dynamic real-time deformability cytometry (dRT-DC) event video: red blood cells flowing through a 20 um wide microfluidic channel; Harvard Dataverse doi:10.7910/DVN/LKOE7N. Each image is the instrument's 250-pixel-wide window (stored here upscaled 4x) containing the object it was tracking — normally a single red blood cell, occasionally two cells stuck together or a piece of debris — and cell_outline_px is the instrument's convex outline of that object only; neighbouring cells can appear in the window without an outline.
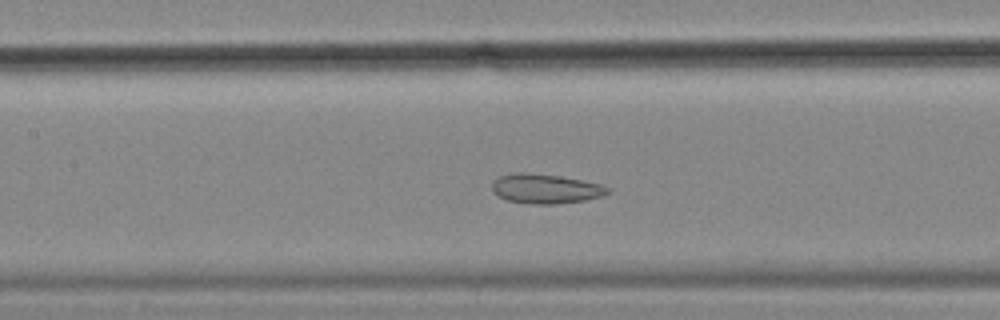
{"species": "common noctule bat (a hibernating species)", "species_latin": "Nyctalus noctula", "temperature_condition": "cold", "stored_images_in_passage": 52, "camera_frame_rate_fps": 3000, "um_per_image_px": 0.085, "animal": {"sex": "female", "body_mass_g": 18.4}, "frame": {"image": 1, "passage_image": 21, "time_ms": 6.667, "image_size_px": [1000, 320], "cell_outline_px": [[612, 192], [604, 196], [584, 200], [556, 204], [528, 204], [508, 200], [492, 192], [492, 180], [500, 176], [516, 172], [524, 172], [560, 176], [600, 184], [612, 188]], "centroid_in_image_um": [46.39, 16.04], "position_along_channel_um": 161.0, "area_um2": 20.06}}
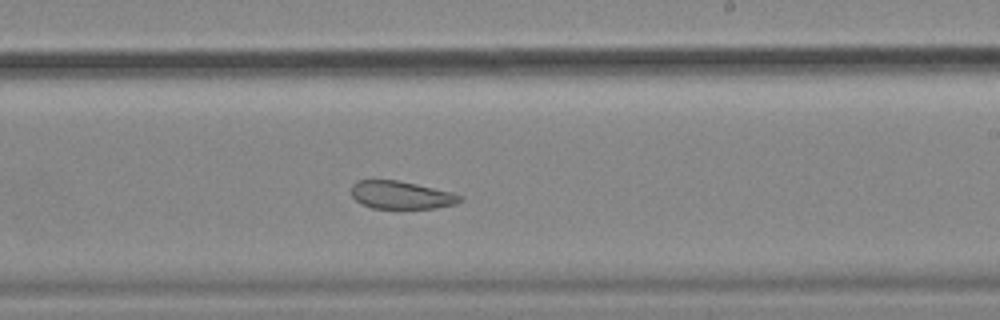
{"frame": {"image": 2, "passage_image": 29, "time_ms": 9.333, "image_size_px": [1000, 320], "cell_outline_px": [[464, 200], [456, 204], [436, 208], [372, 208], [356, 200], [352, 196], [352, 184], [360, 180], [396, 180], [416, 184], [452, 192], [464, 196]], "centroid_in_image_um": [34.16, 16.58], "position_along_channel_um": 254.8, "area_um2": 17.57}}
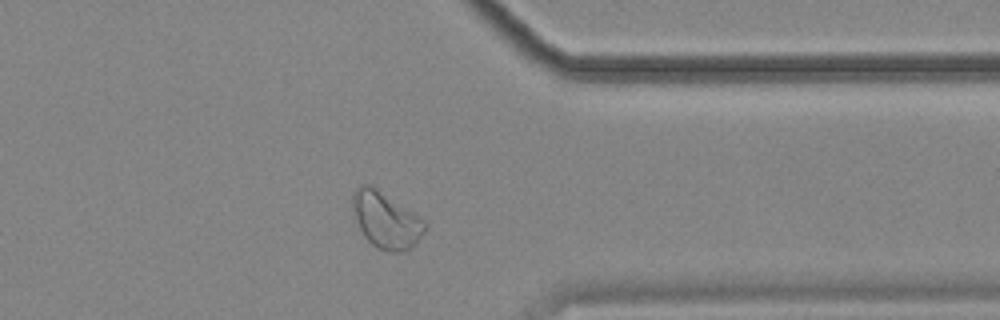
{"frame": {"image": 3, "passage_image": 40, "time_ms": 13.0, "image_size_px": [1000, 320], "cell_outline_px": [[428, 228], [404, 252], [388, 252], [372, 244], [364, 236], [356, 220], [352, 208], [352, 192], [360, 184], [368, 184], [376, 188], [420, 216], [428, 224]], "centroid_in_image_um": [32.79, 18.68], "position_along_channel_um": 378.6, "area_um2": 23.47}, "authors_computed_cell_mechanics": {"area_um2": 24.1893, "velocity_mm_per_s": 3.5475, "shape_relaxation_time_tau1_ms": null, "shape_relaxation_time_tau2_ms": 1.8777, "deformation_change_tau1": null, "deformation_change_tau2": 0.0873}}